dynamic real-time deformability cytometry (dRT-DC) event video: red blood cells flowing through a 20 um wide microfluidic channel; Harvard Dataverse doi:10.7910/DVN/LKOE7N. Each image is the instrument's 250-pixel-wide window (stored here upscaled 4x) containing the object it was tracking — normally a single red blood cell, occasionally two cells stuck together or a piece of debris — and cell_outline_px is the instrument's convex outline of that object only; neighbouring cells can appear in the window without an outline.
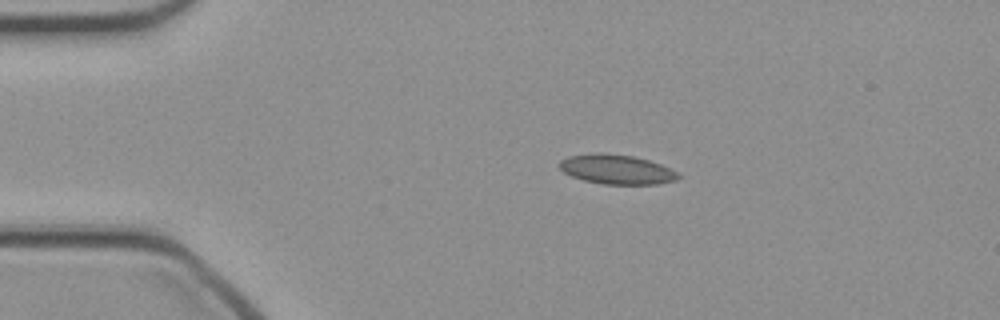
{"species": "common noctule bat (a hibernating species)", "species_latin": "Nyctalus noctula", "temperature_condition": "cold", "stored_images_in_passage": 39, "camera_frame_rate_fps": 3000, "um_per_image_px": 0.085, "animal": {"sex": "female", "body_mass_g": 21.9}, "frame": {"image": 1, "passage_image": 1, "time_ms": 0.0, "image_size_px": [1000, 320], "cell_outline_px": [[680, 176], [676, 180], [656, 184], [604, 184], [584, 180], [572, 176], [564, 172], [560, 168], [560, 160], [568, 156], [596, 152], [632, 156], [648, 160], [660, 164], [676, 172]], "centroid_in_image_um": [52.39, 14.39], "position_along_channel_um": 32.6, "area_um2": 20.17}}
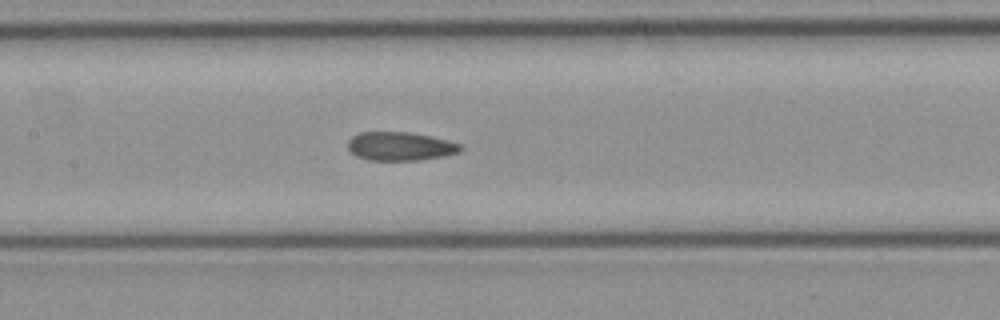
{"frame": {"image": 2, "passage_image": 14, "time_ms": 4.333, "image_size_px": [1000, 320], "cell_outline_px": [[464, 148], [460, 152], [444, 156], [420, 160], [368, 160], [356, 156], [348, 148], [348, 140], [352, 136], [360, 132], [408, 132], [428, 136], [460, 144]], "centroid_in_image_um": [34.0, 12.44], "position_along_channel_um": 173.4, "area_um2": 18.67}}
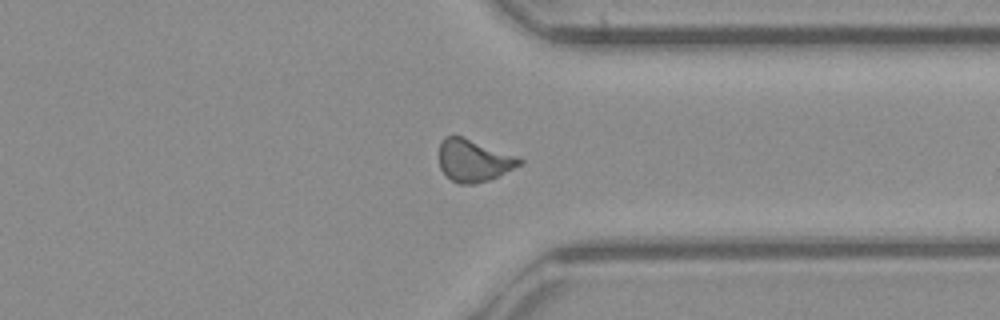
{"frame": {"image": 3, "passage_image": 28, "time_ms": 9.0, "image_size_px": [1000, 320], "cell_outline_px": [[524, 164], [488, 180], [472, 184], [460, 184], [452, 180], [440, 168], [440, 144], [444, 136], [464, 136], [520, 156], [524, 160]], "centroid_in_image_um": [40.33, 13.62], "position_along_channel_um": 371.1, "area_um2": 20.0}}